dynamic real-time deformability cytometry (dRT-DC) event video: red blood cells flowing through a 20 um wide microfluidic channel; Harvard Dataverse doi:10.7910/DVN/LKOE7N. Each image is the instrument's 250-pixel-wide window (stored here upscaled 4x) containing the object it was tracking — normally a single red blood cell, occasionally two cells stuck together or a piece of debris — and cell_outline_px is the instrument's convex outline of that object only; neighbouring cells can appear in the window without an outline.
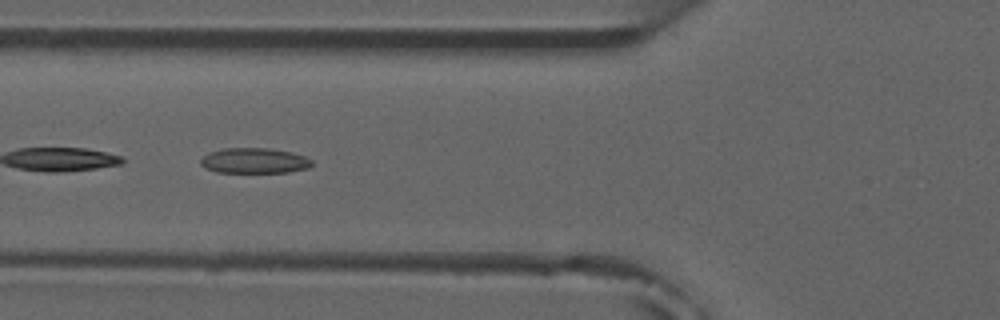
{"species": "common noctule bat (a hibernating species)", "species_latin": "Nyctalus noctula", "temperature_condition": "room temperature", "stored_images_in_passage": 8, "camera_frame_rate_fps": 3000, "um_per_image_px": 0.085, "animal": {"sex": "male", "forearm_length_mm": 52.5}, "frame": {"image": 1, "passage_image": 5, "time_ms": 5.667, "image_size_px": [1000, 320], "cell_outline_px": [[312, 164], [308, 168], [288, 172], [216, 172], [204, 168], [200, 164], [200, 160], [208, 152], [224, 148], [268, 148], [288, 152], [304, 156], [312, 160]], "centroid_in_image_um": [21.57, 13.66], "position_along_channel_um": 104.2, "area_um2": 16.36}}